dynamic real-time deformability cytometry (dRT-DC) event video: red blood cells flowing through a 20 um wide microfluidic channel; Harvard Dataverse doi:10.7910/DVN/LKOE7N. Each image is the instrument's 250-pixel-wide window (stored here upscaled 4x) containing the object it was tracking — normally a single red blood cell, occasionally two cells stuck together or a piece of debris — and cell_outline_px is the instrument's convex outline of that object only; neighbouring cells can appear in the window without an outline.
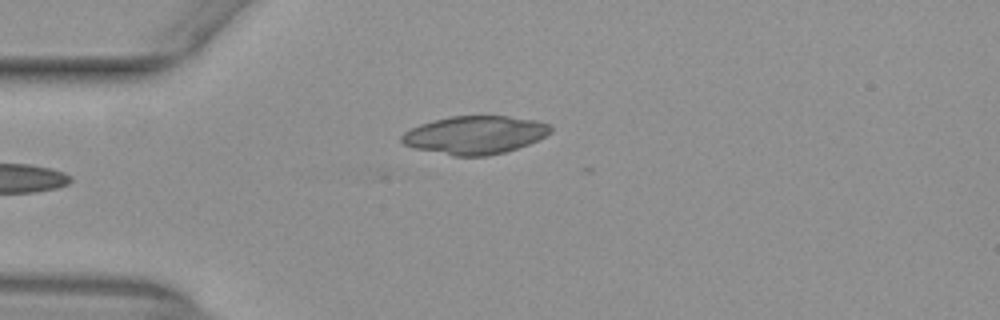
{"species": "common noctule bat (a hibernating species)", "species_latin": "Nyctalus noctula", "temperature_condition": "warm", "stored_images_in_passage": 5, "camera_frame_rate_fps": 3000, "um_per_image_px": 0.085, "animal": {"sex": "female", "body_mass_g": 29.2, "forearm_length_mm": 56.3}, "frame": {"image": 1, "passage_image": 1, "time_ms": 0.0, "image_size_px": [1000, 320], "cell_outline_px": [[552, 132], [528, 144], [504, 152], [484, 156], [452, 156], [412, 148], [404, 144], [400, 140], [400, 136], [404, 132], [420, 124], [432, 120], [448, 116], [508, 116], [536, 120], [548, 124], [552, 128]], "centroid_in_image_um": [40.32, 11.47], "position_along_channel_um": 44.7, "area_um2": 33.12}}